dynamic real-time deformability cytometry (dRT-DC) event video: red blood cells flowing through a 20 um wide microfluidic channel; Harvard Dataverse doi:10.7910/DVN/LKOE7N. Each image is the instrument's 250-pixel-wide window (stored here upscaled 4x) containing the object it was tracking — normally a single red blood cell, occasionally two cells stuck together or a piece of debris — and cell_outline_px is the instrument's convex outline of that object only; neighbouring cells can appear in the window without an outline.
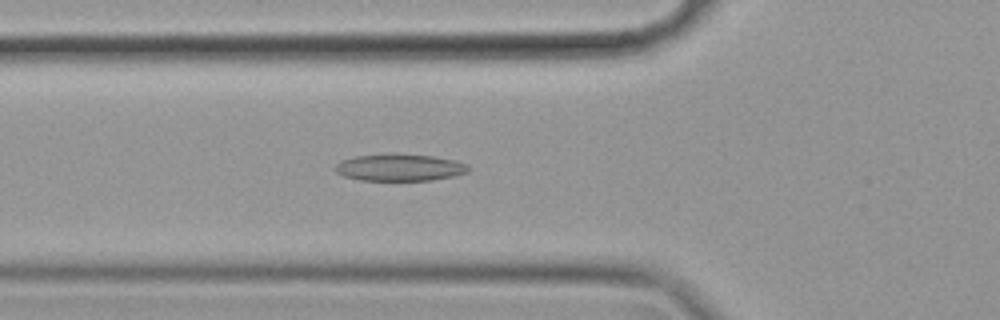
{"species": "common noctule bat (a hibernating species)", "species_latin": "Nyctalus noctula", "temperature_condition": "cold", "stored_images_in_passage": 48, "camera_frame_rate_fps": 3000, "um_per_image_px": 0.085, "animal": {"sex": "female", "body_mass_g": 19.9}, "frame": {"image": 1, "passage_image": 11, "time_ms": 3.333, "image_size_px": [1000, 320], "cell_outline_px": [[468, 172], [452, 176], [432, 180], [360, 180], [344, 176], [336, 172], [336, 164], [340, 160], [352, 156], [432, 156], [456, 160], [468, 164]], "centroid_in_image_um": [33.98, 14.27], "position_along_channel_um": 91.8, "area_um2": 20.11}}
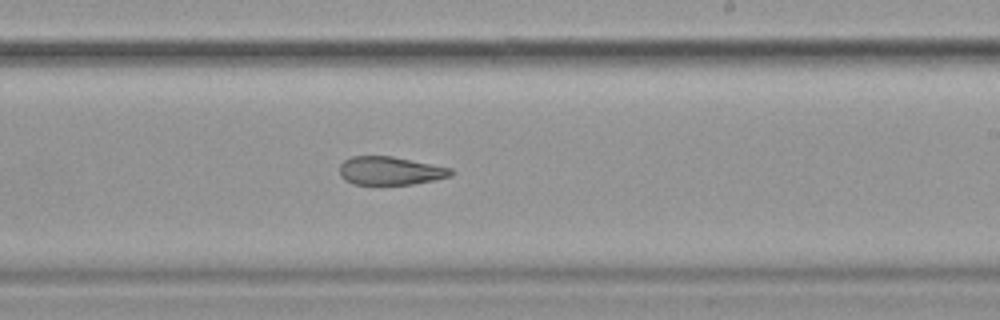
{"frame": {"image": 2, "passage_image": 25, "time_ms": 8.0, "image_size_px": [1000, 320], "cell_outline_px": [[456, 172], [452, 176], [412, 184], [352, 184], [344, 180], [340, 176], [340, 164], [344, 160], [352, 156], [392, 156], [452, 168]], "centroid_in_image_um": [33.17, 14.51], "position_along_channel_um": 255.8, "area_um2": 18.44}}
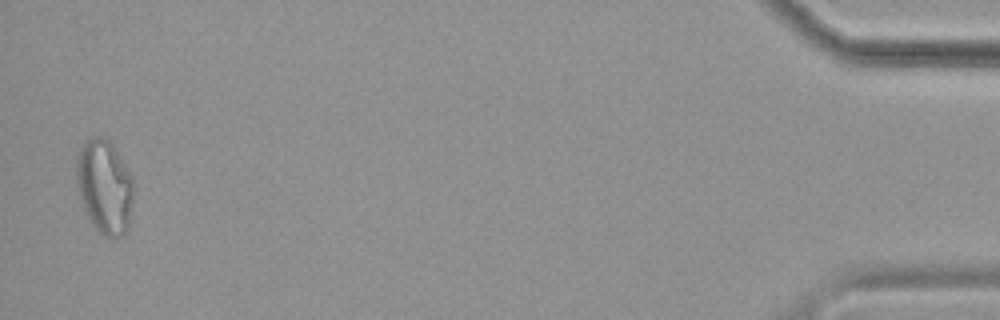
{"frame": {"image": 3, "passage_image": 47, "time_ms": 15.333, "image_size_px": [1000, 320], "cell_outline_px": [[136, 184], [128, 228], [124, 236], [112, 240], [104, 236], [92, 224], [84, 208], [76, 184], [76, 160], [80, 148], [92, 136], [104, 136], [112, 144], [132, 176]], "centroid_in_image_um": [8.92, 15.9], "position_along_channel_um": 426.3, "area_um2": 31.79}, "authors_computed_cell_mechanics": {"area_um2": 20.9236, "velocity_mm_per_s": 3.5146, "shape_relaxation_time_tau1_ms": null, "shape_relaxation_time_tau2_ms": 4.6002, "deformation_change_tau1": null, "deformation_change_tau2": 0.1352}}